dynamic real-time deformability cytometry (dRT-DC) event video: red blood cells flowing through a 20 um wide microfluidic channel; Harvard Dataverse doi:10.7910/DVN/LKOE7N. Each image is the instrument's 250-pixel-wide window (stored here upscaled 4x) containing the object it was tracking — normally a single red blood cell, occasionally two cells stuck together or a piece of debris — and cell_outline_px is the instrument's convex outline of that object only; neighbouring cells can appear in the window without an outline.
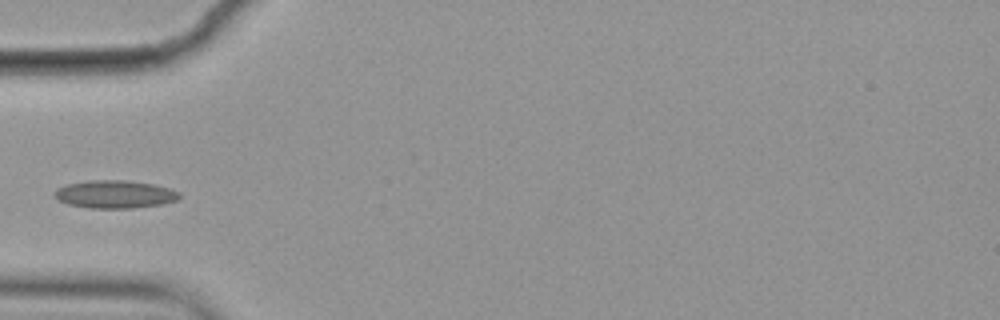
{"species": "common noctule bat (a hibernating species)", "species_latin": "Nyctalus noctula", "temperature_condition": "cold", "stored_images_in_passage": 4, "camera_frame_rate_fps": 3000, "um_per_image_px": 0.085, "animal": {"sex": "female", "body_mass_g": 19.9}, "frame": {"image": 1, "passage_image": 4, "time_ms": 1.0, "image_size_px": [1000, 320], "cell_outline_px": [[180, 196], [176, 200], [160, 204], [132, 208], [88, 208], [68, 204], [56, 200], [52, 196], [56, 188], [68, 184], [88, 180], [128, 180], [152, 184], [172, 188], [180, 192]], "centroid_in_image_um": [9.72, 16.51], "position_along_channel_um": 75.3, "area_um2": 20.46}}